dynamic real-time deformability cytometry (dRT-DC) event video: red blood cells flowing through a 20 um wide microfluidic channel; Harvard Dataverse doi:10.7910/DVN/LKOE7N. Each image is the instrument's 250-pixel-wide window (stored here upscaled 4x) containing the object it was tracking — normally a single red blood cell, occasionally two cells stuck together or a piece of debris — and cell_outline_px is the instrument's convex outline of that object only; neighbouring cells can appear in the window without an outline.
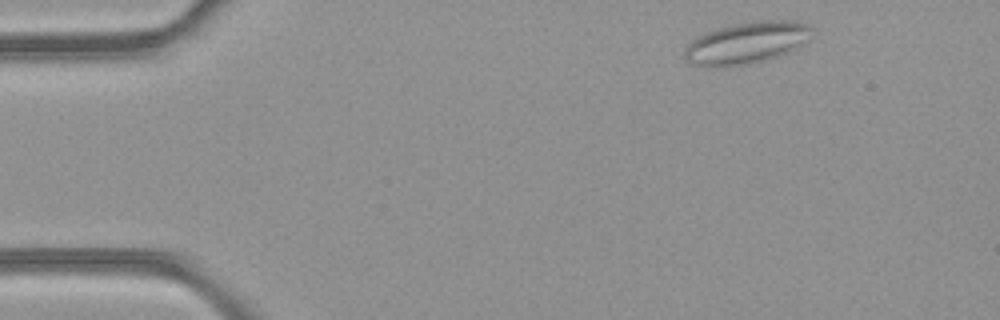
{"species": "common noctule bat (a hibernating species)", "species_latin": "Nyctalus noctula", "temperature_condition": "room temperature", "stored_images_in_passage": 32, "camera_frame_rate_fps": 3000, "um_per_image_px": 0.085, "animal": {"sex": "female", "body_mass_g": 21.9}, "frame": {"image": 1, "passage_image": 2, "time_ms": 0.333, "image_size_px": [1000, 320], "cell_outline_px": [[816, 28], [796, 48], [788, 52], [764, 60], [748, 64], [724, 68], [704, 68], [688, 64], [684, 60], [684, 48], [696, 36], [704, 32], [716, 28], [732, 24], [756, 20], [796, 20], [808, 24]], "centroid_in_image_um": [63.37, 3.65], "position_along_channel_um": 21.6, "area_um2": 31.73}}
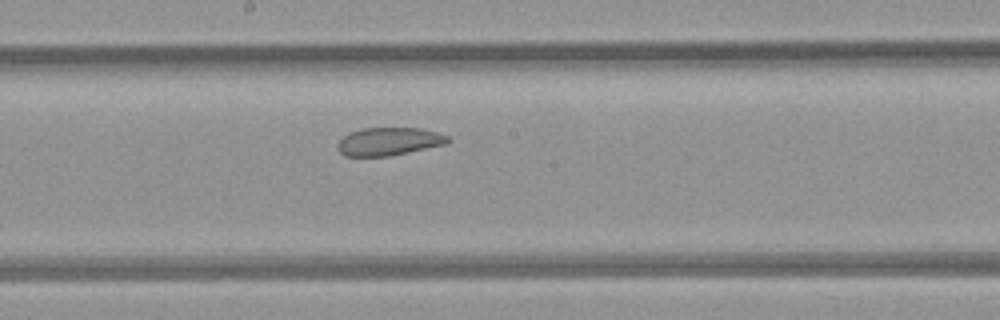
{"frame": {"image": 2, "passage_image": 22, "time_ms": 7.0, "image_size_px": [1000, 320], "cell_outline_px": [[452, 140], [448, 144], [388, 156], [344, 156], [340, 152], [336, 144], [348, 132], [360, 128], [420, 128], [436, 132], [448, 136]], "centroid_in_image_um": [33.06, 12.02], "position_along_channel_um": 215.1, "area_um2": 18.09}}
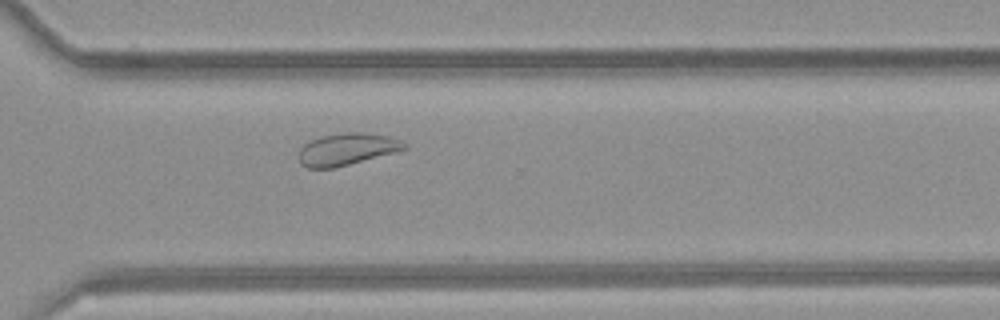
{"frame": {"image": 3, "passage_image": 31, "time_ms": 10.0, "image_size_px": [1000, 320], "cell_outline_px": [[408, 148], [336, 168], [308, 168], [300, 164], [300, 148], [308, 140], [320, 136], [344, 132], [360, 132], [388, 136], [400, 140], [408, 144]], "centroid_in_image_um": [29.46, 12.68], "position_along_channel_um": 341.1, "area_um2": 19.71}}